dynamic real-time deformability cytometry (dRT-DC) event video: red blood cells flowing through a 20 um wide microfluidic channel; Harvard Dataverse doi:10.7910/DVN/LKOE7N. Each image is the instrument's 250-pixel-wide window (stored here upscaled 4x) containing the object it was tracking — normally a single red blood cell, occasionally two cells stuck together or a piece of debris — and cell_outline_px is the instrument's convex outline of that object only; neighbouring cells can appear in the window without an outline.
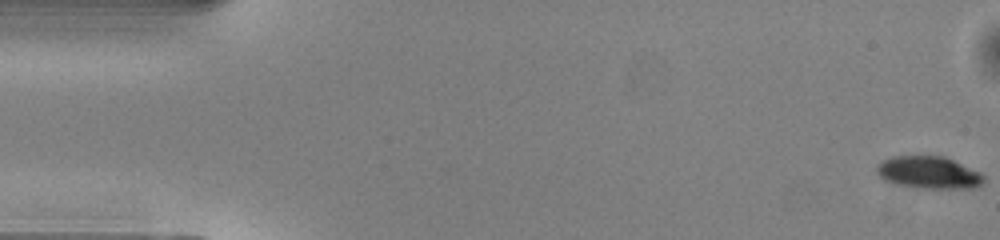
{"species": "common noctule bat (a hibernating species)", "species_latin": "Nyctalus noctula", "temperature_condition": "warm", "stored_images_in_passage": 51, "camera_frame_rate_fps": 3000, "um_per_image_px": 0.085, "animal": {"sex": "male", "body_mass_g": 13.0, "forearm_length_mm": 53.1}, "frame": {"image": 1, "passage_image": 1, "time_ms": 0.0, "image_size_px": [1000, 240], "cell_outline_px": [[984, 180], [980, 184], [972, 188], [916, 188], [884, 180], [876, 172], [876, 164], [892, 156], [944, 156], [980, 172], [984, 176]], "centroid_in_image_um": [78.92, 14.66], "position_along_channel_um": 6.1, "area_um2": 20.0}}
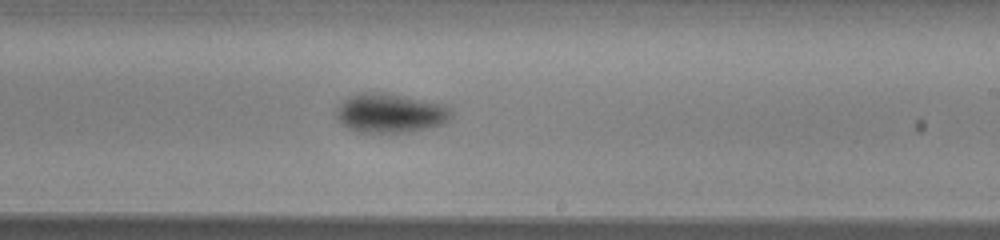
{"frame": {"image": 2, "passage_image": 30, "time_ms": 9.667, "image_size_px": [1000, 240], "cell_outline_px": [[452, 116], [444, 124], [412, 132], [356, 132], [348, 128], [336, 116], [336, 108], [348, 96], [364, 92], [384, 92], [444, 104], [452, 108]], "centroid_in_image_um": [33.2, 9.61], "position_along_channel_um": 255.8, "area_um2": 26.41}}
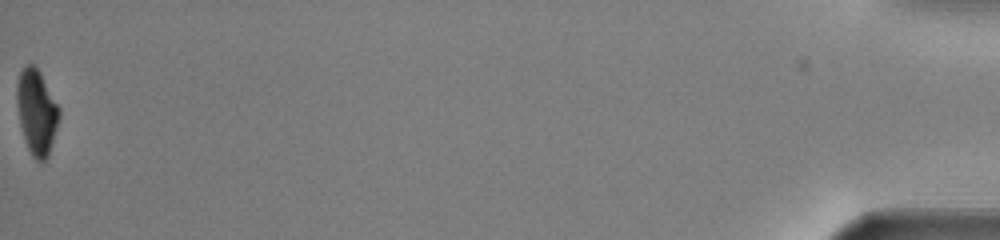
{"frame": {"image": 3, "passage_image": 51, "time_ms": 16.667, "image_size_px": [1000, 240], "cell_outline_px": [[60, 116], [48, 156], [44, 160], [36, 160], [32, 156], [24, 140], [20, 124], [16, 100], [16, 84], [20, 72], [28, 64], [32, 64], [40, 72], [60, 108]], "centroid_in_image_um": [3.11, 9.51], "position_along_channel_um": 432.1, "area_um2": 20.81}, "authors_computed_cell_mechanics": {"area_um2": 23.3512, "velocity_mm_per_s": 4.0827, "shape_relaxation_time_tau1_ms": 2.0295, "shape_relaxation_time_tau2_ms": null, "deformation_change_tau1": 0.1114, "deformation_change_tau2": null}}